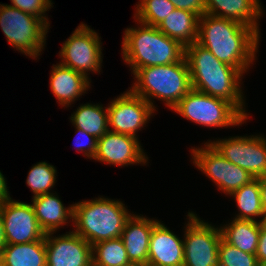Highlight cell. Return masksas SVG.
Returning a JSON list of instances; mask_svg holds the SVG:
<instances>
[{
  "instance_id": "1",
  "label": "cell",
  "mask_w": 266,
  "mask_h": 266,
  "mask_svg": "<svg viewBox=\"0 0 266 266\" xmlns=\"http://www.w3.org/2000/svg\"><path fill=\"white\" fill-rule=\"evenodd\" d=\"M260 36L254 28L234 20L206 13L199 18L197 43L243 75L257 60Z\"/></svg>"
},
{
  "instance_id": "2",
  "label": "cell",
  "mask_w": 266,
  "mask_h": 266,
  "mask_svg": "<svg viewBox=\"0 0 266 266\" xmlns=\"http://www.w3.org/2000/svg\"><path fill=\"white\" fill-rule=\"evenodd\" d=\"M192 89L231 102L247 119L241 87L243 74L197 42L185 47Z\"/></svg>"
},
{
  "instance_id": "3",
  "label": "cell",
  "mask_w": 266,
  "mask_h": 266,
  "mask_svg": "<svg viewBox=\"0 0 266 266\" xmlns=\"http://www.w3.org/2000/svg\"><path fill=\"white\" fill-rule=\"evenodd\" d=\"M138 23V27L125 29L121 46L123 62L132 74L144 67L177 63L185 56V47L178 41L155 26Z\"/></svg>"
},
{
  "instance_id": "4",
  "label": "cell",
  "mask_w": 266,
  "mask_h": 266,
  "mask_svg": "<svg viewBox=\"0 0 266 266\" xmlns=\"http://www.w3.org/2000/svg\"><path fill=\"white\" fill-rule=\"evenodd\" d=\"M72 205V222L75 227L72 231L91 246L100 241L119 238L132 215L122 201L103 196Z\"/></svg>"
},
{
  "instance_id": "5",
  "label": "cell",
  "mask_w": 266,
  "mask_h": 266,
  "mask_svg": "<svg viewBox=\"0 0 266 266\" xmlns=\"http://www.w3.org/2000/svg\"><path fill=\"white\" fill-rule=\"evenodd\" d=\"M133 76L130 90L154 109V98L172 109L192 89L185 56L177 63L140 68Z\"/></svg>"
},
{
  "instance_id": "6",
  "label": "cell",
  "mask_w": 266,
  "mask_h": 266,
  "mask_svg": "<svg viewBox=\"0 0 266 266\" xmlns=\"http://www.w3.org/2000/svg\"><path fill=\"white\" fill-rule=\"evenodd\" d=\"M183 118L210 128L241 126L248 120L231 102L191 89L173 108Z\"/></svg>"
},
{
  "instance_id": "7",
  "label": "cell",
  "mask_w": 266,
  "mask_h": 266,
  "mask_svg": "<svg viewBox=\"0 0 266 266\" xmlns=\"http://www.w3.org/2000/svg\"><path fill=\"white\" fill-rule=\"evenodd\" d=\"M0 27L13 48L33 59L44 50L50 29L40 17L8 4H0Z\"/></svg>"
},
{
  "instance_id": "8",
  "label": "cell",
  "mask_w": 266,
  "mask_h": 266,
  "mask_svg": "<svg viewBox=\"0 0 266 266\" xmlns=\"http://www.w3.org/2000/svg\"><path fill=\"white\" fill-rule=\"evenodd\" d=\"M100 39L95 30L81 22L63 43L58 55L61 58L59 63L90 79V72H101L103 54Z\"/></svg>"
},
{
  "instance_id": "9",
  "label": "cell",
  "mask_w": 266,
  "mask_h": 266,
  "mask_svg": "<svg viewBox=\"0 0 266 266\" xmlns=\"http://www.w3.org/2000/svg\"><path fill=\"white\" fill-rule=\"evenodd\" d=\"M185 224L183 266H218V246L222 239L220 227L188 212Z\"/></svg>"
},
{
  "instance_id": "10",
  "label": "cell",
  "mask_w": 266,
  "mask_h": 266,
  "mask_svg": "<svg viewBox=\"0 0 266 266\" xmlns=\"http://www.w3.org/2000/svg\"><path fill=\"white\" fill-rule=\"evenodd\" d=\"M191 156L198 170L208 176L226 196L255 179L245 169L219 154L209 142L201 147H192Z\"/></svg>"
},
{
  "instance_id": "11",
  "label": "cell",
  "mask_w": 266,
  "mask_h": 266,
  "mask_svg": "<svg viewBox=\"0 0 266 266\" xmlns=\"http://www.w3.org/2000/svg\"><path fill=\"white\" fill-rule=\"evenodd\" d=\"M208 142L231 163L254 178L266 175V138L264 135L234 136Z\"/></svg>"
},
{
  "instance_id": "12",
  "label": "cell",
  "mask_w": 266,
  "mask_h": 266,
  "mask_svg": "<svg viewBox=\"0 0 266 266\" xmlns=\"http://www.w3.org/2000/svg\"><path fill=\"white\" fill-rule=\"evenodd\" d=\"M107 108L109 131L136 138L137 132L144 128L156 111L147 101L129 89L111 100Z\"/></svg>"
},
{
  "instance_id": "13",
  "label": "cell",
  "mask_w": 266,
  "mask_h": 266,
  "mask_svg": "<svg viewBox=\"0 0 266 266\" xmlns=\"http://www.w3.org/2000/svg\"><path fill=\"white\" fill-rule=\"evenodd\" d=\"M6 244H21L45 239L33 207L10 198L0 205Z\"/></svg>"
},
{
  "instance_id": "14",
  "label": "cell",
  "mask_w": 266,
  "mask_h": 266,
  "mask_svg": "<svg viewBox=\"0 0 266 266\" xmlns=\"http://www.w3.org/2000/svg\"><path fill=\"white\" fill-rule=\"evenodd\" d=\"M45 234L47 266H92V246L73 231Z\"/></svg>"
},
{
  "instance_id": "15",
  "label": "cell",
  "mask_w": 266,
  "mask_h": 266,
  "mask_svg": "<svg viewBox=\"0 0 266 266\" xmlns=\"http://www.w3.org/2000/svg\"><path fill=\"white\" fill-rule=\"evenodd\" d=\"M93 160L103 162V164L128 167L134 164L147 165L148 157L138 138L108 130L98 138Z\"/></svg>"
},
{
  "instance_id": "16",
  "label": "cell",
  "mask_w": 266,
  "mask_h": 266,
  "mask_svg": "<svg viewBox=\"0 0 266 266\" xmlns=\"http://www.w3.org/2000/svg\"><path fill=\"white\" fill-rule=\"evenodd\" d=\"M183 263V239L159 221L151 232L147 266H183Z\"/></svg>"
},
{
  "instance_id": "17",
  "label": "cell",
  "mask_w": 266,
  "mask_h": 266,
  "mask_svg": "<svg viewBox=\"0 0 266 266\" xmlns=\"http://www.w3.org/2000/svg\"><path fill=\"white\" fill-rule=\"evenodd\" d=\"M157 219L132 214L127 220L120 238L131 263L147 266L149 242Z\"/></svg>"
},
{
  "instance_id": "18",
  "label": "cell",
  "mask_w": 266,
  "mask_h": 266,
  "mask_svg": "<svg viewBox=\"0 0 266 266\" xmlns=\"http://www.w3.org/2000/svg\"><path fill=\"white\" fill-rule=\"evenodd\" d=\"M260 0H205V13L237 21L254 28L259 34V19L263 18Z\"/></svg>"
},
{
  "instance_id": "19",
  "label": "cell",
  "mask_w": 266,
  "mask_h": 266,
  "mask_svg": "<svg viewBox=\"0 0 266 266\" xmlns=\"http://www.w3.org/2000/svg\"><path fill=\"white\" fill-rule=\"evenodd\" d=\"M50 74L49 86L62 107H69L91 88V81L83 74L60 63L53 64Z\"/></svg>"
},
{
  "instance_id": "20",
  "label": "cell",
  "mask_w": 266,
  "mask_h": 266,
  "mask_svg": "<svg viewBox=\"0 0 266 266\" xmlns=\"http://www.w3.org/2000/svg\"><path fill=\"white\" fill-rule=\"evenodd\" d=\"M31 202L38 224L45 234L56 233L61 227L72 222L73 205L65 207L56 192L32 197Z\"/></svg>"
},
{
  "instance_id": "21",
  "label": "cell",
  "mask_w": 266,
  "mask_h": 266,
  "mask_svg": "<svg viewBox=\"0 0 266 266\" xmlns=\"http://www.w3.org/2000/svg\"><path fill=\"white\" fill-rule=\"evenodd\" d=\"M199 18L198 14L176 8L157 28L186 47L198 40Z\"/></svg>"
},
{
  "instance_id": "22",
  "label": "cell",
  "mask_w": 266,
  "mask_h": 266,
  "mask_svg": "<svg viewBox=\"0 0 266 266\" xmlns=\"http://www.w3.org/2000/svg\"><path fill=\"white\" fill-rule=\"evenodd\" d=\"M1 266H47L45 239L6 244L0 253Z\"/></svg>"
},
{
  "instance_id": "23",
  "label": "cell",
  "mask_w": 266,
  "mask_h": 266,
  "mask_svg": "<svg viewBox=\"0 0 266 266\" xmlns=\"http://www.w3.org/2000/svg\"><path fill=\"white\" fill-rule=\"evenodd\" d=\"M222 238L243 252L256 255L261 222L254 220L233 219L220 226Z\"/></svg>"
},
{
  "instance_id": "24",
  "label": "cell",
  "mask_w": 266,
  "mask_h": 266,
  "mask_svg": "<svg viewBox=\"0 0 266 266\" xmlns=\"http://www.w3.org/2000/svg\"><path fill=\"white\" fill-rule=\"evenodd\" d=\"M70 121L74 127L82 129L89 135L100 138L108 130V108L95 103L81 104L71 114Z\"/></svg>"
},
{
  "instance_id": "25",
  "label": "cell",
  "mask_w": 266,
  "mask_h": 266,
  "mask_svg": "<svg viewBox=\"0 0 266 266\" xmlns=\"http://www.w3.org/2000/svg\"><path fill=\"white\" fill-rule=\"evenodd\" d=\"M229 196L235 199L238 207L239 212L235 215V219L260 221L256 217L263 218L264 209L258 178L232 192Z\"/></svg>"
},
{
  "instance_id": "26",
  "label": "cell",
  "mask_w": 266,
  "mask_h": 266,
  "mask_svg": "<svg viewBox=\"0 0 266 266\" xmlns=\"http://www.w3.org/2000/svg\"><path fill=\"white\" fill-rule=\"evenodd\" d=\"M129 263L130 260L120 237L92 245V266H123Z\"/></svg>"
},
{
  "instance_id": "27",
  "label": "cell",
  "mask_w": 266,
  "mask_h": 266,
  "mask_svg": "<svg viewBox=\"0 0 266 266\" xmlns=\"http://www.w3.org/2000/svg\"><path fill=\"white\" fill-rule=\"evenodd\" d=\"M136 5L135 21L155 27L176 9L169 0H139Z\"/></svg>"
},
{
  "instance_id": "28",
  "label": "cell",
  "mask_w": 266,
  "mask_h": 266,
  "mask_svg": "<svg viewBox=\"0 0 266 266\" xmlns=\"http://www.w3.org/2000/svg\"><path fill=\"white\" fill-rule=\"evenodd\" d=\"M56 173V168L46 161L38 162L32 166L28 172L26 184L33 192V197L52 193L51 190L57 181Z\"/></svg>"
},
{
  "instance_id": "29",
  "label": "cell",
  "mask_w": 266,
  "mask_h": 266,
  "mask_svg": "<svg viewBox=\"0 0 266 266\" xmlns=\"http://www.w3.org/2000/svg\"><path fill=\"white\" fill-rule=\"evenodd\" d=\"M255 254L239 250L223 238L218 246V266H258Z\"/></svg>"
},
{
  "instance_id": "30",
  "label": "cell",
  "mask_w": 266,
  "mask_h": 266,
  "mask_svg": "<svg viewBox=\"0 0 266 266\" xmlns=\"http://www.w3.org/2000/svg\"><path fill=\"white\" fill-rule=\"evenodd\" d=\"M11 6L24 11L25 13L33 16L40 17L48 26L50 22L48 17L45 15L46 11H49L53 7L52 0H10Z\"/></svg>"
},
{
  "instance_id": "31",
  "label": "cell",
  "mask_w": 266,
  "mask_h": 266,
  "mask_svg": "<svg viewBox=\"0 0 266 266\" xmlns=\"http://www.w3.org/2000/svg\"><path fill=\"white\" fill-rule=\"evenodd\" d=\"M75 130H76L75 133H77L78 135V137L75 140V144H74L77 151L81 153L83 152V155L85 157L87 156L88 158L93 160L95 153H96V149H97L98 138H96L95 136L89 135L82 129L75 127ZM81 137L82 138L84 137L85 139L83 140Z\"/></svg>"
},
{
  "instance_id": "32",
  "label": "cell",
  "mask_w": 266,
  "mask_h": 266,
  "mask_svg": "<svg viewBox=\"0 0 266 266\" xmlns=\"http://www.w3.org/2000/svg\"><path fill=\"white\" fill-rule=\"evenodd\" d=\"M177 9L191 11L199 16L205 14V0H169Z\"/></svg>"
},
{
  "instance_id": "33",
  "label": "cell",
  "mask_w": 266,
  "mask_h": 266,
  "mask_svg": "<svg viewBox=\"0 0 266 266\" xmlns=\"http://www.w3.org/2000/svg\"><path fill=\"white\" fill-rule=\"evenodd\" d=\"M256 257L258 262L266 261V229L262 225L256 250Z\"/></svg>"
},
{
  "instance_id": "34",
  "label": "cell",
  "mask_w": 266,
  "mask_h": 266,
  "mask_svg": "<svg viewBox=\"0 0 266 266\" xmlns=\"http://www.w3.org/2000/svg\"><path fill=\"white\" fill-rule=\"evenodd\" d=\"M10 193L8 191L7 183H6V178L0 171V205H2L4 202L9 200Z\"/></svg>"
},
{
  "instance_id": "35",
  "label": "cell",
  "mask_w": 266,
  "mask_h": 266,
  "mask_svg": "<svg viewBox=\"0 0 266 266\" xmlns=\"http://www.w3.org/2000/svg\"><path fill=\"white\" fill-rule=\"evenodd\" d=\"M260 183L261 199L264 212H266V175L258 177Z\"/></svg>"
},
{
  "instance_id": "36",
  "label": "cell",
  "mask_w": 266,
  "mask_h": 266,
  "mask_svg": "<svg viewBox=\"0 0 266 266\" xmlns=\"http://www.w3.org/2000/svg\"><path fill=\"white\" fill-rule=\"evenodd\" d=\"M6 245L5 236H4V227H3V219L2 214L0 212V253L2 248Z\"/></svg>"
},
{
  "instance_id": "37",
  "label": "cell",
  "mask_w": 266,
  "mask_h": 266,
  "mask_svg": "<svg viewBox=\"0 0 266 266\" xmlns=\"http://www.w3.org/2000/svg\"><path fill=\"white\" fill-rule=\"evenodd\" d=\"M261 225L266 229V212H264L263 218L260 219Z\"/></svg>"
},
{
  "instance_id": "38",
  "label": "cell",
  "mask_w": 266,
  "mask_h": 266,
  "mask_svg": "<svg viewBox=\"0 0 266 266\" xmlns=\"http://www.w3.org/2000/svg\"><path fill=\"white\" fill-rule=\"evenodd\" d=\"M123 266H144V265L130 262L129 264H126V265H123Z\"/></svg>"
},
{
  "instance_id": "39",
  "label": "cell",
  "mask_w": 266,
  "mask_h": 266,
  "mask_svg": "<svg viewBox=\"0 0 266 266\" xmlns=\"http://www.w3.org/2000/svg\"><path fill=\"white\" fill-rule=\"evenodd\" d=\"M258 266H266V261L259 262V263H258Z\"/></svg>"
}]
</instances>
